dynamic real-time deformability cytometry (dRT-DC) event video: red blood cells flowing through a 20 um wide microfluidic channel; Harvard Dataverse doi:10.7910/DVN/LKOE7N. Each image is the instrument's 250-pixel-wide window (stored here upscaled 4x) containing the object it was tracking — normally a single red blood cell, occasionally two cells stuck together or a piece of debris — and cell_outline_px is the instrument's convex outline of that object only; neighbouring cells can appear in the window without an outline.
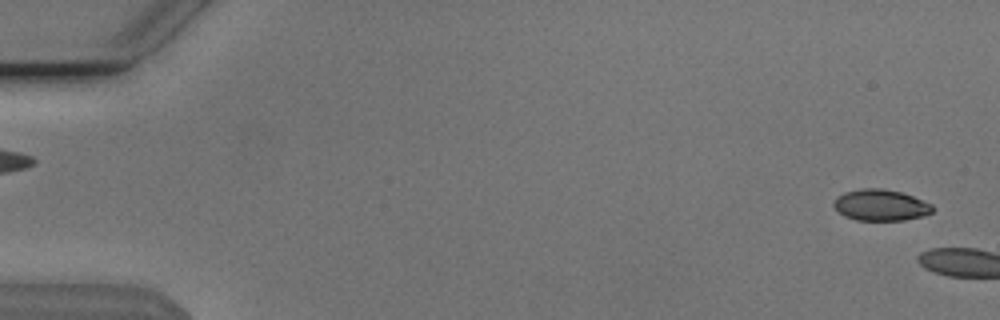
{"species": "Egyptian fruit bat (a non-hibernating species)", "species_latin": "Rousettus aegyptiacus", "temperature_condition": "cold", "stored_images_in_passage": 3, "camera_frame_rate_fps": 3000, "um_per_image_px": 0.085, "animal": {"sex": "male"}, "frame": {"image": 1, "passage_image": 1, "time_ms": 0.0, "image_size_px": [1000, 320], "cell_outline_px": [[932, 212], [924, 216], [904, 220], [856, 220], [844, 216], [832, 204], [844, 192], [860, 188], [880, 188], [900, 192], [912, 196], [932, 204]], "centroid_in_image_um": [74.87, 17.44], "position_along_channel_um": 10.1, "area_um2": 17.8}}